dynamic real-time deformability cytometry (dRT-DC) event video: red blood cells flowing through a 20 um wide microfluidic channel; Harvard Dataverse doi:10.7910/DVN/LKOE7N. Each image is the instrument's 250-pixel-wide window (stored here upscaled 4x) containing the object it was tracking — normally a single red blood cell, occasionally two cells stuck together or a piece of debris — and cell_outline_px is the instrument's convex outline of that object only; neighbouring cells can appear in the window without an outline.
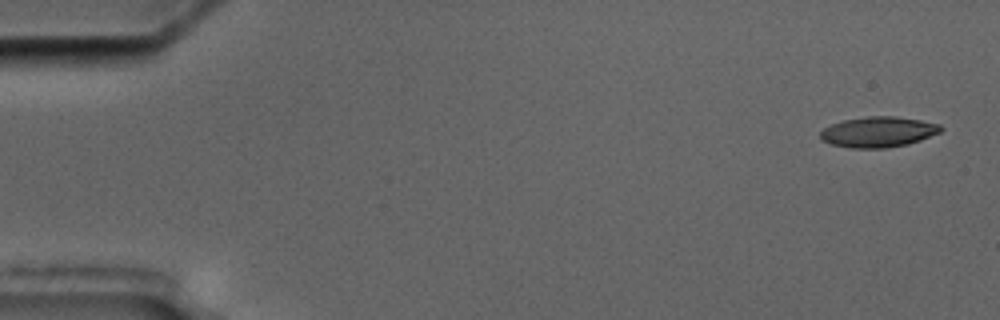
{"species": "common noctule bat (a hibernating species)", "species_latin": "Nyctalus noctula", "temperature_condition": "cold", "stored_images_in_passage": 5, "camera_frame_rate_fps": 3000, "um_per_image_px": 0.085, "animal": {"sex": "male", "body_mass_g": 17.5, "forearm_length_mm": 52.3}, "frame": {"image": 1, "passage_image": 1, "time_ms": 0.0, "image_size_px": [1000, 320], "cell_outline_px": [[944, 128], [940, 132], [920, 140], [908, 144], [884, 148], [852, 148], [832, 144], [820, 140], [820, 132], [824, 128], [832, 124], [844, 120], [868, 116], [896, 116], [920, 120], [940, 124]], "centroid_in_image_um": [74.66, 11.21], "position_along_channel_um": 10.3, "area_um2": 21.39}}
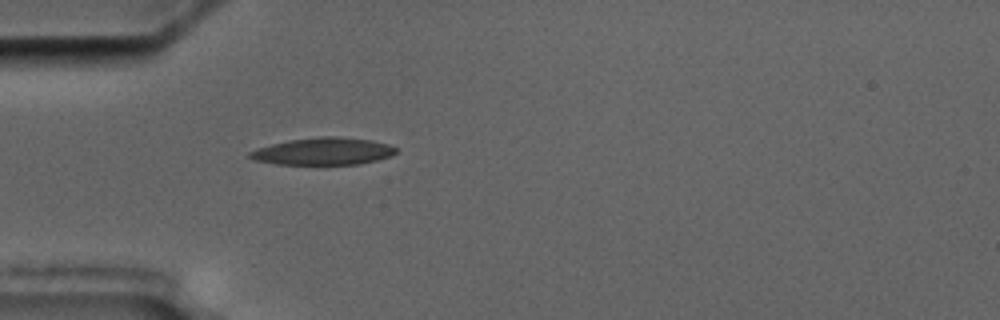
{"frame": {"image": 2, "passage_image": 5, "time_ms": 5.0, "image_size_px": [1000, 320], "cell_outline_px": [[396, 152], [392, 156], [360, 164], [276, 164], [252, 160], [248, 156], [248, 152], [256, 148], [288, 140], [320, 136], [340, 136], [372, 140], [388, 144], [396, 148]], "centroid_in_image_um": [27.46, 12.85], "position_along_channel_um": 57.5, "area_um2": 23.35}}